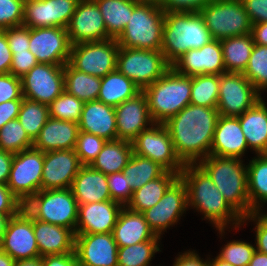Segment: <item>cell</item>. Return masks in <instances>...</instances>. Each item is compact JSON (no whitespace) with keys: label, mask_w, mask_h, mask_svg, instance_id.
I'll return each mask as SVG.
<instances>
[{"label":"cell","mask_w":267,"mask_h":266,"mask_svg":"<svg viewBox=\"0 0 267 266\" xmlns=\"http://www.w3.org/2000/svg\"><path fill=\"white\" fill-rule=\"evenodd\" d=\"M218 117L217 108L189 104L164 123L184 164H198L210 155Z\"/></svg>","instance_id":"6da1fadb"},{"label":"cell","mask_w":267,"mask_h":266,"mask_svg":"<svg viewBox=\"0 0 267 266\" xmlns=\"http://www.w3.org/2000/svg\"><path fill=\"white\" fill-rule=\"evenodd\" d=\"M186 184L188 209L202 213L205 220L212 223L221 236L231 224L233 228L242 226L243 217L229 204L213 183L211 177L199 164H185L179 175Z\"/></svg>","instance_id":"7a4b0ae2"},{"label":"cell","mask_w":267,"mask_h":266,"mask_svg":"<svg viewBox=\"0 0 267 266\" xmlns=\"http://www.w3.org/2000/svg\"><path fill=\"white\" fill-rule=\"evenodd\" d=\"M164 20L161 51L170 65L213 40L199 12H165Z\"/></svg>","instance_id":"3957f363"},{"label":"cell","mask_w":267,"mask_h":266,"mask_svg":"<svg viewBox=\"0 0 267 266\" xmlns=\"http://www.w3.org/2000/svg\"><path fill=\"white\" fill-rule=\"evenodd\" d=\"M211 177L218 191L242 216L251 214L247 165L242 159L209 155L198 163Z\"/></svg>","instance_id":"277c9868"},{"label":"cell","mask_w":267,"mask_h":266,"mask_svg":"<svg viewBox=\"0 0 267 266\" xmlns=\"http://www.w3.org/2000/svg\"><path fill=\"white\" fill-rule=\"evenodd\" d=\"M143 92L153 122L164 124L190 104L191 77L179 74L171 67Z\"/></svg>","instance_id":"5b68a950"},{"label":"cell","mask_w":267,"mask_h":266,"mask_svg":"<svg viewBox=\"0 0 267 266\" xmlns=\"http://www.w3.org/2000/svg\"><path fill=\"white\" fill-rule=\"evenodd\" d=\"M164 10L157 4L140 0L133 8L124 31L116 39L120 47L160 51Z\"/></svg>","instance_id":"8992f818"},{"label":"cell","mask_w":267,"mask_h":266,"mask_svg":"<svg viewBox=\"0 0 267 266\" xmlns=\"http://www.w3.org/2000/svg\"><path fill=\"white\" fill-rule=\"evenodd\" d=\"M23 208L34 218L71 229L74 233L78 220V203L71 188L40 190Z\"/></svg>","instance_id":"52a82bcc"},{"label":"cell","mask_w":267,"mask_h":266,"mask_svg":"<svg viewBox=\"0 0 267 266\" xmlns=\"http://www.w3.org/2000/svg\"><path fill=\"white\" fill-rule=\"evenodd\" d=\"M199 13L215 40L251 33L252 24L241 0H213Z\"/></svg>","instance_id":"ba28073f"},{"label":"cell","mask_w":267,"mask_h":266,"mask_svg":"<svg viewBox=\"0 0 267 266\" xmlns=\"http://www.w3.org/2000/svg\"><path fill=\"white\" fill-rule=\"evenodd\" d=\"M171 65L163 52L120 47L117 54L116 69L131 79L143 91L163 76Z\"/></svg>","instance_id":"9c48e42d"},{"label":"cell","mask_w":267,"mask_h":266,"mask_svg":"<svg viewBox=\"0 0 267 266\" xmlns=\"http://www.w3.org/2000/svg\"><path fill=\"white\" fill-rule=\"evenodd\" d=\"M133 154L151 159L166 171L180 172L185 164L178 157L172 139L164 124L153 123L132 141Z\"/></svg>","instance_id":"30bf717a"},{"label":"cell","mask_w":267,"mask_h":266,"mask_svg":"<svg viewBox=\"0 0 267 266\" xmlns=\"http://www.w3.org/2000/svg\"><path fill=\"white\" fill-rule=\"evenodd\" d=\"M119 48L112 38L77 43L71 46L68 63L78 71L103 78L116 69Z\"/></svg>","instance_id":"8fae6325"},{"label":"cell","mask_w":267,"mask_h":266,"mask_svg":"<svg viewBox=\"0 0 267 266\" xmlns=\"http://www.w3.org/2000/svg\"><path fill=\"white\" fill-rule=\"evenodd\" d=\"M44 152L29 148L14 154L7 187L24 205L41 190Z\"/></svg>","instance_id":"7c38bea8"},{"label":"cell","mask_w":267,"mask_h":266,"mask_svg":"<svg viewBox=\"0 0 267 266\" xmlns=\"http://www.w3.org/2000/svg\"><path fill=\"white\" fill-rule=\"evenodd\" d=\"M261 93L243 73H223L219 75V96L217 110L222 116H240L253 107Z\"/></svg>","instance_id":"4fadbf2b"},{"label":"cell","mask_w":267,"mask_h":266,"mask_svg":"<svg viewBox=\"0 0 267 266\" xmlns=\"http://www.w3.org/2000/svg\"><path fill=\"white\" fill-rule=\"evenodd\" d=\"M188 209L187 188L179 176L166 190L161 200L142 212L149 227L161 237L166 229L173 227Z\"/></svg>","instance_id":"5bb4252c"},{"label":"cell","mask_w":267,"mask_h":266,"mask_svg":"<svg viewBox=\"0 0 267 266\" xmlns=\"http://www.w3.org/2000/svg\"><path fill=\"white\" fill-rule=\"evenodd\" d=\"M23 97L46 105L64 89V65L38 63L22 78Z\"/></svg>","instance_id":"9a60e30c"},{"label":"cell","mask_w":267,"mask_h":266,"mask_svg":"<svg viewBox=\"0 0 267 266\" xmlns=\"http://www.w3.org/2000/svg\"><path fill=\"white\" fill-rule=\"evenodd\" d=\"M71 46L66 28H29V50L38 63L65 65L69 61Z\"/></svg>","instance_id":"2e32d148"},{"label":"cell","mask_w":267,"mask_h":266,"mask_svg":"<svg viewBox=\"0 0 267 266\" xmlns=\"http://www.w3.org/2000/svg\"><path fill=\"white\" fill-rule=\"evenodd\" d=\"M1 250L15 261L39 256L33 230V217L24 208L17 215L9 218L3 232Z\"/></svg>","instance_id":"e0dca14e"},{"label":"cell","mask_w":267,"mask_h":266,"mask_svg":"<svg viewBox=\"0 0 267 266\" xmlns=\"http://www.w3.org/2000/svg\"><path fill=\"white\" fill-rule=\"evenodd\" d=\"M80 0L24 1L23 25L29 28L68 27Z\"/></svg>","instance_id":"ac0fdd59"},{"label":"cell","mask_w":267,"mask_h":266,"mask_svg":"<svg viewBox=\"0 0 267 266\" xmlns=\"http://www.w3.org/2000/svg\"><path fill=\"white\" fill-rule=\"evenodd\" d=\"M82 166L74 149L44 153L41 190L71 188Z\"/></svg>","instance_id":"d6986e66"},{"label":"cell","mask_w":267,"mask_h":266,"mask_svg":"<svg viewBox=\"0 0 267 266\" xmlns=\"http://www.w3.org/2000/svg\"><path fill=\"white\" fill-rule=\"evenodd\" d=\"M72 45L110 39L98 5L93 0H80L67 27Z\"/></svg>","instance_id":"ffe728a7"},{"label":"cell","mask_w":267,"mask_h":266,"mask_svg":"<svg viewBox=\"0 0 267 266\" xmlns=\"http://www.w3.org/2000/svg\"><path fill=\"white\" fill-rule=\"evenodd\" d=\"M171 67L179 74L189 77L226 73L220 40H211L199 49H190L178 58Z\"/></svg>","instance_id":"44dd1931"},{"label":"cell","mask_w":267,"mask_h":266,"mask_svg":"<svg viewBox=\"0 0 267 266\" xmlns=\"http://www.w3.org/2000/svg\"><path fill=\"white\" fill-rule=\"evenodd\" d=\"M118 248L113 233L75 234L79 266H118Z\"/></svg>","instance_id":"7402d4cb"},{"label":"cell","mask_w":267,"mask_h":266,"mask_svg":"<svg viewBox=\"0 0 267 266\" xmlns=\"http://www.w3.org/2000/svg\"><path fill=\"white\" fill-rule=\"evenodd\" d=\"M117 139L132 141L154 122L149 113L146 94L141 91L115 107Z\"/></svg>","instance_id":"603a6c76"},{"label":"cell","mask_w":267,"mask_h":266,"mask_svg":"<svg viewBox=\"0 0 267 266\" xmlns=\"http://www.w3.org/2000/svg\"><path fill=\"white\" fill-rule=\"evenodd\" d=\"M123 207L112 200L78 205L75 234L112 233Z\"/></svg>","instance_id":"cb8c5ba5"},{"label":"cell","mask_w":267,"mask_h":266,"mask_svg":"<svg viewBox=\"0 0 267 266\" xmlns=\"http://www.w3.org/2000/svg\"><path fill=\"white\" fill-rule=\"evenodd\" d=\"M247 149L249 148L239 118L219 115L210 154L217 157L241 159Z\"/></svg>","instance_id":"d4e9b609"},{"label":"cell","mask_w":267,"mask_h":266,"mask_svg":"<svg viewBox=\"0 0 267 266\" xmlns=\"http://www.w3.org/2000/svg\"><path fill=\"white\" fill-rule=\"evenodd\" d=\"M78 125L79 131L94 134L106 141L117 140L115 108L101 101L84 104Z\"/></svg>","instance_id":"484cf974"},{"label":"cell","mask_w":267,"mask_h":266,"mask_svg":"<svg viewBox=\"0 0 267 266\" xmlns=\"http://www.w3.org/2000/svg\"><path fill=\"white\" fill-rule=\"evenodd\" d=\"M78 133V123L49 117L33 141V148L41 150L44 153L63 149H74Z\"/></svg>","instance_id":"4316f807"},{"label":"cell","mask_w":267,"mask_h":266,"mask_svg":"<svg viewBox=\"0 0 267 266\" xmlns=\"http://www.w3.org/2000/svg\"><path fill=\"white\" fill-rule=\"evenodd\" d=\"M39 256L62 255L75 251V233L66 227L33 218Z\"/></svg>","instance_id":"83f0119b"},{"label":"cell","mask_w":267,"mask_h":266,"mask_svg":"<svg viewBox=\"0 0 267 266\" xmlns=\"http://www.w3.org/2000/svg\"><path fill=\"white\" fill-rule=\"evenodd\" d=\"M71 190L78 205L111 200L107 175L83 165L75 176Z\"/></svg>","instance_id":"f1b7e54d"},{"label":"cell","mask_w":267,"mask_h":266,"mask_svg":"<svg viewBox=\"0 0 267 266\" xmlns=\"http://www.w3.org/2000/svg\"><path fill=\"white\" fill-rule=\"evenodd\" d=\"M248 148L257 154H267V106L260 99L253 107L237 116Z\"/></svg>","instance_id":"f546056e"},{"label":"cell","mask_w":267,"mask_h":266,"mask_svg":"<svg viewBox=\"0 0 267 266\" xmlns=\"http://www.w3.org/2000/svg\"><path fill=\"white\" fill-rule=\"evenodd\" d=\"M112 233L118 247L134 245L156 237L143 214L127 207L121 210Z\"/></svg>","instance_id":"4dcf8cb0"},{"label":"cell","mask_w":267,"mask_h":266,"mask_svg":"<svg viewBox=\"0 0 267 266\" xmlns=\"http://www.w3.org/2000/svg\"><path fill=\"white\" fill-rule=\"evenodd\" d=\"M133 155L132 143L128 140L106 141L97 158L89 165L106 175L120 172Z\"/></svg>","instance_id":"1f68e13d"},{"label":"cell","mask_w":267,"mask_h":266,"mask_svg":"<svg viewBox=\"0 0 267 266\" xmlns=\"http://www.w3.org/2000/svg\"><path fill=\"white\" fill-rule=\"evenodd\" d=\"M140 92L141 89L131 79L115 69L101 78L97 100L115 108Z\"/></svg>","instance_id":"d6a6232c"},{"label":"cell","mask_w":267,"mask_h":266,"mask_svg":"<svg viewBox=\"0 0 267 266\" xmlns=\"http://www.w3.org/2000/svg\"><path fill=\"white\" fill-rule=\"evenodd\" d=\"M179 177L175 172L165 171L160 177L147 182L141 188L133 191L127 208L134 212L143 211L155 206L163 197L168 187Z\"/></svg>","instance_id":"836d02e7"},{"label":"cell","mask_w":267,"mask_h":266,"mask_svg":"<svg viewBox=\"0 0 267 266\" xmlns=\"http://www.w3.org/2000/svg\"><path fill=\"white\" fill-rule=\"evenodd\" d=\"M103 16L107 34L117 39L124 31L133 8L140 0H93Z\"/></svg>","instance_id":"e575fe53"},{"label":"cell","mask_w":267,"mask_h":266,"mask_svg":"<svg viewBox=\"0 0 267 266\" xmlns=\"http://www.w3.org/2000/svg\"><path fill=\"white\" fill-rule=\"evenodd\" d=\"M247 182L251 214L260 213V206L267 203V154H257L249 160Z\"/></svg>","instance_id":"d590c367"},{"label":"cell","mask_w":267,"mask_h":266,"mask_svg":"<svg viewBox=\"0 0 267 266\" xmlns=\"http://www.w3.org/2000/svg\"><path fill=\"white\" fill-rule=\"evenodd\" d=\"M220 44L226 72L243 73L255 44L251 33L222 39Z\"/></svg>","instance_id":"8d00e7d4"},{"label":"cell","mask_w":267,"mask_h":266,"mask_svg":"<svg viewBox=\"0 0 267 266\" xmlns=\"http://www.w3.org/2000/svg\"><path fill=\"white\" fill-rule=\"evenodd\" d=\"M101 78L74 69L69 63L64 65L65 91L84 103L98 99Z\"/></svg>","instance_id":"74e56055"},{"label":"cell","mask_w":267,"mask_h":266,"mask_svg":"<svg viewBox=\"0 0 267 266\" xmlns=\"http://www.w3.org/2000/svg\"><path fill=\"white\" fill-rule=\"evenodd\" d=\"M165 171L162 166L151 159L133 154L122 173L127 176L129 186L135 191L147 182L160 177Z\"/></svg>","instance_id":"f35d334b"},{"label":"cell","mask_w":267,"mask_h":266,"mask_svg":"<svg viewBox=\"0 0 267 266\" xmlns=\"http://www.w3.org/2000/svg\"><path fill=\"white\" fill-rule=\"evenodd\" d=\"M49 118V105L23 98L17 119L34 141Z\"/></svg>","instance_id":"ab89813d"},{"label":"cell","mask_w":267,"mask_h":266,"mask_svg":"<svg viewBox=\"0 0 267 266\" xmlns=\"http://www.w3.org/2000/svg\"><path fill=\"white\" fill-rule=\"evenodd\" d=\"M160 237L118 248V266H151V259L159 248Z\"/></svg>","instance_id":"60d3db41"},{"label":"cell","mask_w":267,"mask_h":266,"mask_svg":"<svg viewBox=\"0 0 267 266\" xmlns=\"http://www.w3.org/2000/svg\"><path fill=\"white\" fill-rule=\"evenodd\" d=\"M219 75L203 74L191 77L190 104L217 108Z\"/></svg>","instance_id":"b9f144b4"},{"label":"cell","mask_w":267,"mask_h":266,"mask_svg":"<svg viewBox=\"0 0 267 266\" xmlns=\"http://www.w3.org/2000/svg\"><path fill=\"white\" fill-rule=\"evenodd\" d=\"M33 147V140L28 136L18 119L7 122L0 129V149L16 154Z\"/></svg>","instance_id":"7bdbcfd3"},{"label":"cell","mask_w":267,"mask_h":266,"mask_svg":"<svg viewBox=\"0 0 267 266\" xmlns=\"http://www.w3.org/2000/svg\"><path fill=\"white\" fill-rule=\"evenodd\" d=\"M243 75L260 93L267 90V46L254 44Z\"/></svg>","instance_id":"ee69618b"},{"label":"cell","mask_w":267,"mask_h":266,"mask_svg":"<svg viewBox=\"0 0 267 266\" xmlns=\"http://www.w3.org/2000/svg\"><path fill=\"white\" fill-rule=\"evenodd\" d=\"M84 102L73 95L68 94L65 90L49 104V117L73 121L78 123L84 107Z\"/></svg>","instance_id":"f6af8a7d"},{"label":"cell","mask_w":267,"mask_h":266,"mask_svg":"<svg viewBox=\"0 0 267 266\" xmlns=\"http://www.w3.org/2000/svg\"><path fill=\"white\" fill-rule=\"evenodd\" d=\"M217 257L233 266H248L256 248L249 242L233 240L221 248Z\"/></svg>","instance_id":"bcb514c9"},{"label":"cell","mask_w":267,"mask_h":266,"mask_svg":"<svg viewBox=\"0 0 267 266\" xmlns=\"http://www.w3.org/2000/svg\"><path fill=\"white\" fill-rule=\"evenodd\" d=\"M106 140L91 133L79 131L75 145V153L82 165H90L101 152Z\"/></svg>","instance_id":"7dc6e473"},{"label":"cell","mask_w":267,"mask_h":266,"mask_svg":"<svg viewBox=\"0 0 267 266\" xmlns=\"http://www.w3.org/2000/svg\"><path fill=\"white\" fill-rule=\"evenodd\" d=\"M24 0H0V30L23 25Z\"/></svg>","instance_id":"c3c4849f"},{"label":"cell","mask_w":267,"mask_h":266,"mask_svg":"<svg viewBox=\"0 0 267 266\" xmlns=\"http://www.w3.org/2000/svg\"><path fill=\"white\" fill-rule=\"evenodd\" d=\"M107 183L111 200L126 207L133 196V190L128 184L127 176L122 171L108 174Z\"/></svg>","instance_id":"681fc988"},{"label":"cell","mask_w":267,"mask_h":266,"mask_svg":"<svg viewBox=\"0 0 267 266\" xmlns=\"http://www.w3.org/2000/svg\"><path fill=\"white\" fill-rule=\"evenodd\" d=\"M23 98L21 78L11 73L0 74V104Z\"/></svg>","instance_id":"f907efd6"},{"label":"cell","mask_w":267,"mask_h":266,"mask_svg":"<svg viewBox=\"0 0 267 266\" xmlns=\"http://www.w3.org/2000/svg\"><path fill=\"white\" fill-rule=\"evenodd\" d=\"M12 55L29 50V27L20 25L4 29Z\"/></svg>","instance_id":"816d5d0a"},{"label":"cell","mask_w":267,"mask_h":266,"mask_svg":"<svg viewBox=\"0 0 267 266\" xmlns=\"http://www.w3.org/2000/svg\"><path fill=\"white\" fill-rule=\"evenodd\" d=\"M246 220H252L256 223L255 233H256V250L267 254V214L263 213H252L250 215L244 216L242 220V225L246 223Z\"/></svg>","instance_id":"f5cc1de1"},{"label":"cell","mask_w":267,"mask_h":266,"mask_svg":"<svg viewBox=\"0 0 267 266\" xmlns=\"http://www.w3.org/2000/svg\"><path fill=\"white\" fill-rule=\"evenodd\" d=\"M38 62L35 55L30 51L15 52L12 55L10 73L16 77L22 78Z\"/></svg>","instance_id":"db71d44e"},{"label":"cell","mask_w":267,"mask_h":266,"mask_svg":"<svg viewBox=\"0 0 267 266\" xmlns=\"http://www.w3.org/2000/svg\"><path fill=\"white\" fill-rule=\"evenodd\" d=\"M22 209V202L10 191L7 185H0V213H4L10 218L17 215Z\"/></svg>","instance_id":"11a10c76"},{"label":"cell","mask_w":267,"mask_h":266,"mask_svg":"<svg viewBox=\"0 0 267 266\" xmlns=\"http://www.w3.org/2000/svg\"><path fill=\"white\" fill-rule=\"evenodd\" d=\"M213 0H167L161 7L164 12H199Z\"/></svg>","instance_id":"9f6ffc18"},{"label":"cell","mask_w":267,"mask_h":266,"mask_svg":"<svg viewBox=\"0 0 267 266\" xmlns=\"http://www.w3.org/2000/svg\"><path fill=\"white\" fill-rule=\"evenodd\" d=\"M251 24L267 22V0H241Z\"/></svg>","instance_id":"6f0895ef"},{"label":"cell","mask_w":267,"mask_h":266,"mask_svg":"<svg viewBox=\"0 0 267 266\" xmlns=\"http://www.w3.org/2000/svg\"><path fill=\"white\" fill-rule=\"evenodd\" d=\"M23 99H16L0 104V129L9 121L17 119Z\"/></svg>","instance_id":"680465c9"},{"label":"cell","mask_w":267,"mask_h":266,"mask_svg":"<svg viewBox=\"0 0 267 266\" xmlns=\"http://www.w3.org/2000/svg\"><path fill=\"white\" fill-rule=\"evenodd\" d=\"M12 52L4 30H0V74L10 73Z\"/></svg>","instance_id":"91938a15"},{"label":"cell","mask_w":267,"mask_h":266,"mask_svg":"<svg viewBox=\"0 0 267 266\" xmlns=\"http://www.w3.org/2000/svg\"><path fill=\"white\" fill-rule=\"evenodd\" d=\"M43 266H79L75 251L62 255L43 256Z\"/></svg>","instance_id":"94428289"},{"label":"cell","mask_w":267,"mask_h":266,"mask_svg":"<svg viewBox=\"0 0 267 266\" xmlns=\"http://www.w3.org/2000/svg\"><path fill=\"white\" fill-rule=\"evenodd\" d=\"M173 266H208V259L203 260L195 251H186L176 257Z\"/></svg>","instance_id":"6125c7cd"},{"label":"cell","mask_w":267,"mask_h":266,"mask_svg":"<svg viewBox=\"0 0 267 266\" xmlns=\"http://www.w3.org/2000/svg\"><path fill=\"white\" fill-rule=\"evenodd\" d=\"M14 154L0 149V185H7Z\"/></svg>","instance_id":"be15d7a7"},{"label":"cell","mask_w":267,"mask_h":266,"mask_svg":"<svg viewBox=\"0 0 267 266\" xmlns=\"http://www.w3.org/2000/svg\"><path fill=\"white\" fill-rule=\"evenodd\" d=\"M251 35L255 44L267 46V22L253 24Z\"/></svg>","instance_id":"e7e4bbea"},{"label":"cell","mask_w":267,"mask_h":266,"mask_svg":"<svg viewBox=\"0 0 267 266\" xmlns=\"http://www.w3.org/2000/svg\"><path fill=\"white\" fill-rule=\"evenodd\" d=\"M248 266H267V254L256 250Z\"/></svg>","instance_id":"03108f58"},{"label":"cell","mask_w":267,"mask_h":266,"mask_svg":"<svg viewBox=\"0 0 267 266\" xmlns=\"http://www.w3.org/2000/svg\"><path fill=\"white\" fill-rule=\"evenodd\" d=\"M14 266H43V257L38 256L31 259L16 260Z\"/></svg>","instance_id":"003e7915"},{"label":"cell","mask_w":267,"mask_h":266,"mask_svg":"<svg viewBox=\"0 0 267 266\" xmlns=\"http://www.w3.org/2000/svg\"><path fill=\"white\" fill-rule=\"evenodd\" d=\"M15 260L6 252L0 250V266H14Z\"/></svg>","instance_id":"a7ac6f4b"},{"label":"cell","mask_w":267,"mask_h":266,"mask_svg":"<svg viewBox=\"0 0 267 266\" xmlns=\"http://www.w3.org/2000/svg\"><path fill=\"white\" fill-rule=\"evenodd\" d=\"M8 220L9 217L6 214L0 213V250L2 249L3 232L6 228Z\"/></svg>","instance_id":"89a4df30"},{"label":"cell","mask_w":267,"mask_h":266,"mask_svg":"<svg viewBox=\"0 0 267 266\" xmlns=\"http://www.w3.org/2000/svg\"><path fill=\"white\" fill-rule=\"evenodd\" d=\"M208 266H233L230 263H227L220 259L219 257H215L214 259H208Z\"/></svg>","instance_id":"2644e50d"},{"label":"cell","mask_w":267,"mask_h":266,"mask_svg":"<svg viewBox=\"0 0 267 266\" xmlns=\"http://www.w3.org/2000/svg\"><path fill=\"white\" fill-rule=\"evenodd\" d=\"M143 1L162 6L167 0H143Z\"/></svg>","instance_id":"8c879c8a"}]
</instances>
